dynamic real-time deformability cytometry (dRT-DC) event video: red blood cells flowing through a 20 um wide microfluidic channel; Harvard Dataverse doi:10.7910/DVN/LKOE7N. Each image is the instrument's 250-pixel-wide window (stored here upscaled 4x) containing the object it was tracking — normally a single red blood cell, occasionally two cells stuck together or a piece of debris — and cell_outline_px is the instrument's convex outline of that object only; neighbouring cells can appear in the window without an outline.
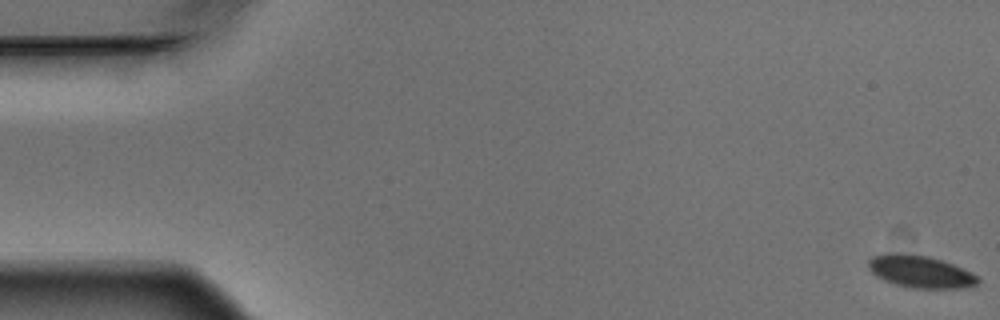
{"species": "Egyptian fruit bat (a non-hibernating species)", "species_latin": "Rousettus aegyptiacus", "temperature_condition": "warm", "stored_images_in_passage": 6, "camera_frame_rate_fps": 3000, "um_per_image_px": 0.085, "animal": {"sex": "male"}, "frame": {"image": 1, "passage_image": 1, "time_ms": 0.0, "image_size_px": [1000, 320], "cell_outline_px": [[980, 280], [972, 288], [908, 288], [884, 280], [876, 276], [868, 268], [868, 260], [872, 256], [888, 252], [892, 252], [928, 256], [952, 264], [976, 276]], "centroid_in_image_um": [78.18, 23.09], "position_along_channel_um": 6.8, "area_um2": 20.52}}